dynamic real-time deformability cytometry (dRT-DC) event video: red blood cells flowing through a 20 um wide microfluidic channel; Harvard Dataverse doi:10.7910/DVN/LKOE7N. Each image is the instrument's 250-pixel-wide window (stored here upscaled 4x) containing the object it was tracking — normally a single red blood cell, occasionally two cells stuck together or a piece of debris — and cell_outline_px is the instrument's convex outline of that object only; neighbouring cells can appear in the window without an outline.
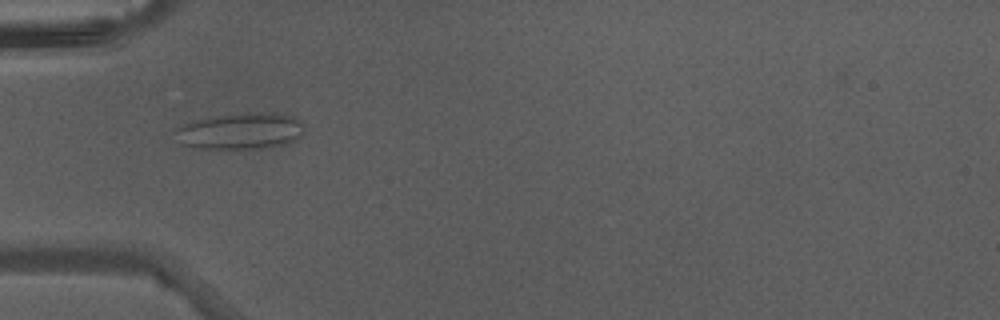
{"species": "Egyptian fruit bat (a non-hibernating species)", "species_latin": "Rousettus aegyptiacus", "temperature_condition": "warm", "stored_images_in_passage": 26, "camera_frame_rate_fps": 3000, "um_per_image_px": 0.085, "animal": {"sex": "male"}, "frame": {"image": 1, "passage_image": 2, "time_ms": 0.333, "image_size_px": [1000, 320], "cell_outline_px": [[304, 132], [300, 136], [284, 144], [268, 148], [196, 148], [184, 144], [176, 128], [184, 124], [216, 116], [252, 112], [276, 112], [292, 116], [300, 120], [304, 124]], "centroid_in_image_um": [20.57, 11.13], "position_along_channel_um": 64.4, "area_um2": 26.82}}
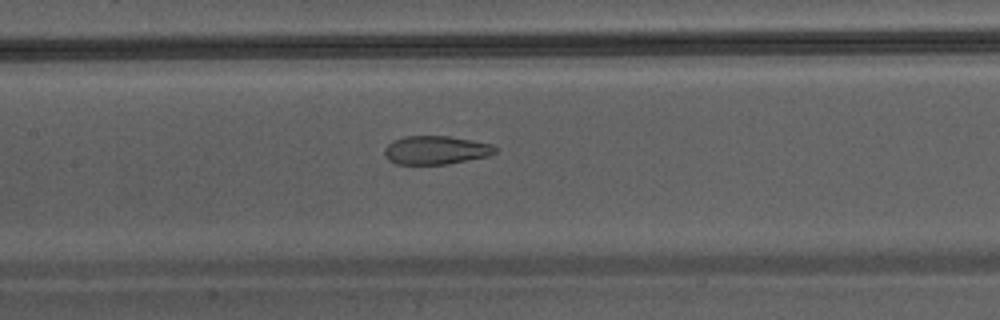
{"frame": {"image": 2, "passage_image": 9, "time_ms": 2.667, "image_size_px": [1000, 320], "cell_outline_px": [[496, 152], [488, 156], [444, 164], [396, 164], [388, 160], [384, 156], [384, 148], [392, 140], [404, 136], [448, 136], [472, 140], [492, 144], [496, 148]], "centroid_in_image_um": [37.0, 12.75], "position_along_channel_um": 170.4, "area_um2": 18.38}}
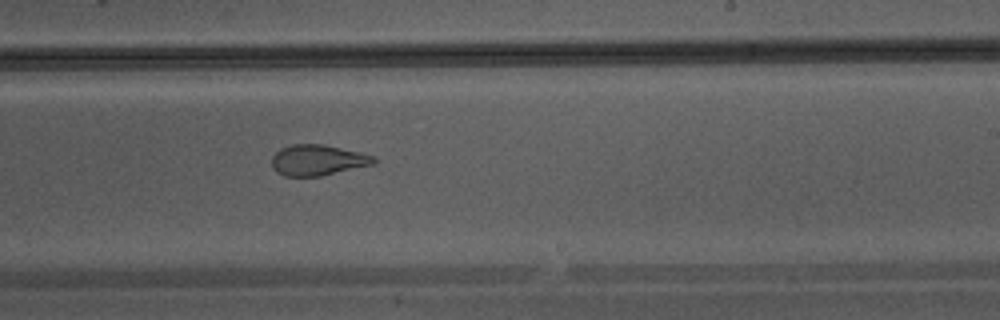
{"frame": {"image": 3, "passage_image": 15, "time_ms": 4.667, "image_size_px": [1000, 320], "cell_outline_px": [[376, 160], [372, 164], [320, 176], [284, 176], [276, 172], [272, 168], [272, 156], [280, 148], [292, 144], [324, 144], [360, 152], [376, 156]], "centroid_in_image_um": [26.97, 13.6], "position_along_channel_um": 262.0, "area_um2": 18.26}}